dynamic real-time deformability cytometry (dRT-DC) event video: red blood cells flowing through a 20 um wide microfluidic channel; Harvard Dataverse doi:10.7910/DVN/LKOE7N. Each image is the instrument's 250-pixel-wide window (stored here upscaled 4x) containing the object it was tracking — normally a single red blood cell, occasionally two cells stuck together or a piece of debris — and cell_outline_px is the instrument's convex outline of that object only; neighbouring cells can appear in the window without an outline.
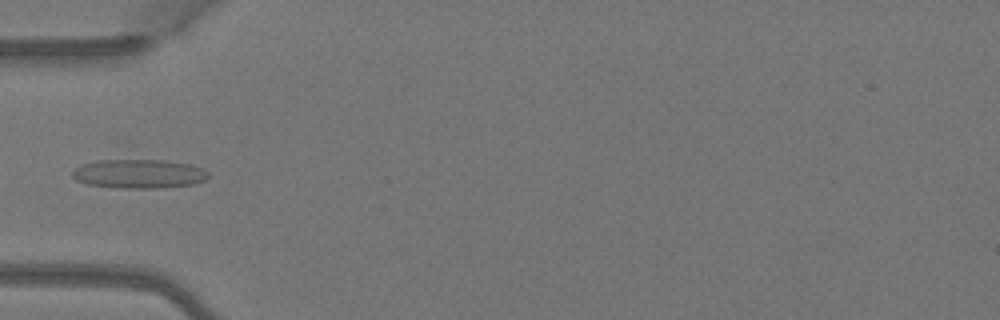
{"species": "Egyptian fruit bat (a non-hibernating species)", "species_latin": "Rousettus aegyptiacus", "temperature_condition": "warm", "stored_images_in_passage": 4, "camera_frame_rate_fps": 3000, "um_per_image_px": 0.085, "animal": {"sex": "female"}, "frame": {"image": 1, "passage_image": 3, "time_ms": 0.667, "image_size_px": [1000, 320], "cell_outline_px": [[208, 180], [192, 184], [156, 188], [124, 188], [88, 184], [76, 180], [72, 176], [72, 172], [80, 164], [96, 160], [164, 160], [192, 164], [208, 172]], "centroid_in_image_um": [11.81, 14.76], "position_along_channel_um": 73.2, "area_um2": 22.95}}
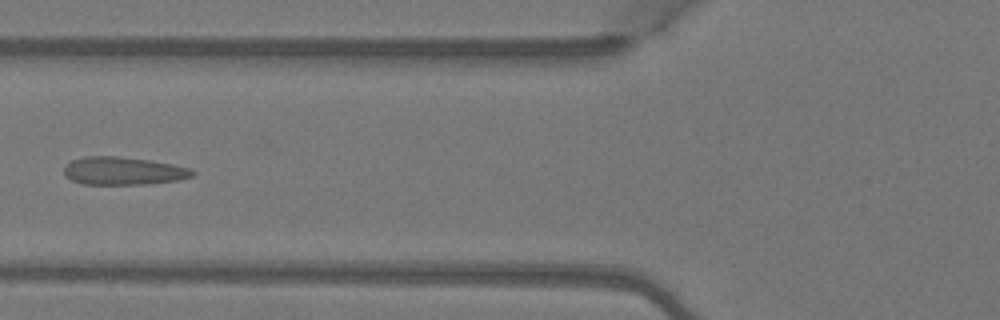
{"frame": {"image": 2, "passage_image": 4, "time_ms": 1.0, "image_size_px": [1000, 320], "cell_outline_px": [[196, 172], [192, 176], [180, 180], [144, 184], [84, 184], [72, 180], [64, 172], [64, 168], [72, 160], [84, 156], [116, 156], [148, 160], [172, 164], [188, 168]], "centroid_in_image_um": [10.49, 14.53], "position_along_channel_um": 115.3, "area_um2": 20.63}}